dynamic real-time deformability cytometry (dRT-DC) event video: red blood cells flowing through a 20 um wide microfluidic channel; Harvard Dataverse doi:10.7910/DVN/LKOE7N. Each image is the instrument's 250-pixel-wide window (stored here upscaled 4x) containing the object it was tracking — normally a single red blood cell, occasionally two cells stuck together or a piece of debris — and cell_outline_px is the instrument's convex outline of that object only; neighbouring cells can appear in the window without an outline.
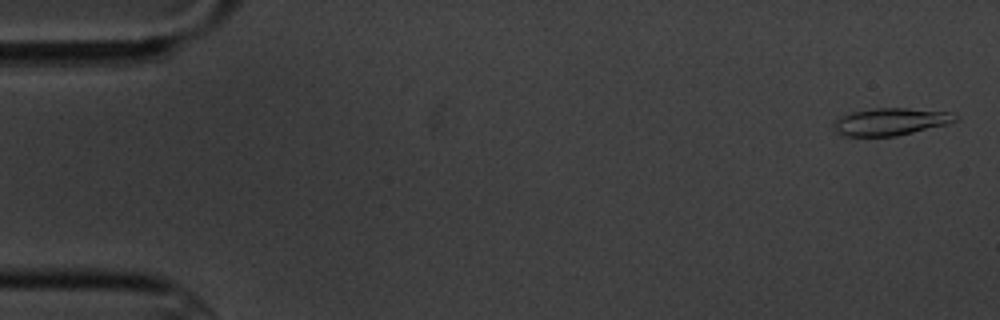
{"species": "common noctule bat (a hibernating species)", "species_latin": "Nyctalus noctula", "temperature_condition": "cold", "stored_images_in_passage": 5, "camera_frame_rate_fps": 3000, "um_per_image_px": 0.085, "animal": {"sex": "male", "body_mass_g": 20.1, "forearm_length_mm": 53.5}, "frame": {"image": 1, "passage_image": 1, "time_ms": 0.0, "image_size_px": [1000, 320], "cell_outline_px": [[960, 120], [948, 124], [896, 136], [840, 136], [836, 132], [832, 124], [840, 116], [852, 112], [872, 108], [904, 108], [948, 112], [956, 116]], "centroid_in_image_um": [75.66, 10.35], "position_along_channel_um": 9.3, "area_um2": 19.36}}